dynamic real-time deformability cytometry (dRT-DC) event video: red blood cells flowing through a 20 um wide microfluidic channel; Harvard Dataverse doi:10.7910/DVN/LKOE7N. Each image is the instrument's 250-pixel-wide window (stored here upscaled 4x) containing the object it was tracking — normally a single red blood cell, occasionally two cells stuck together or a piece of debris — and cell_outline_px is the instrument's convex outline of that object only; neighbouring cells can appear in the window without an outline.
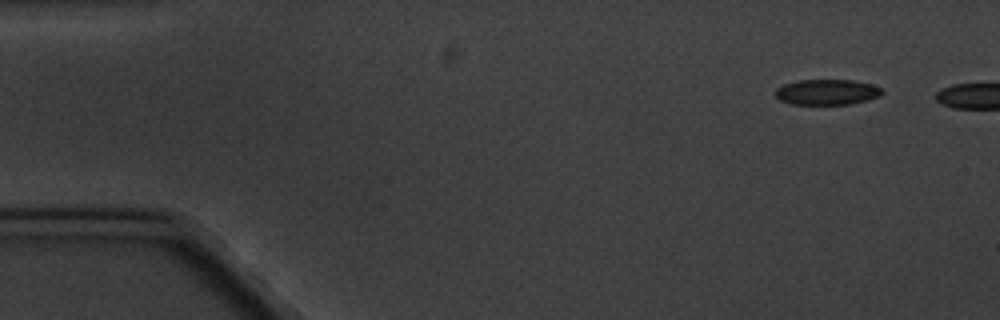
{"species": "common noctule bat (a hibernating species)", "species_latin": "Nyctalus noctula", "temperature_condition": "cold", "stored_images_in_passage": 2, "camera_frame_rate_fps": 3000, "um_per_image_px": 0.085, "animal": {"sex": "male", "body_mass_g": 20.1, "forearm_length_mm": 53.5}, "frame": {"image": 1, "passage_image": 1, "time_ms": 0.0, "image_size_px": [1000, 320], "cell_outline_px": [[884, 92], [880, 96], [868, 100], [848, 104], [792, 104], [780, 100], [776, 96], [776, 88], [784, 84], [800, 80], [852, 80], [872, 84], [880, 88]], "centroid_in_image_um": [70.31, 7.82], "position_along_channel_um": 14.7, "area_um2": 15.78}}